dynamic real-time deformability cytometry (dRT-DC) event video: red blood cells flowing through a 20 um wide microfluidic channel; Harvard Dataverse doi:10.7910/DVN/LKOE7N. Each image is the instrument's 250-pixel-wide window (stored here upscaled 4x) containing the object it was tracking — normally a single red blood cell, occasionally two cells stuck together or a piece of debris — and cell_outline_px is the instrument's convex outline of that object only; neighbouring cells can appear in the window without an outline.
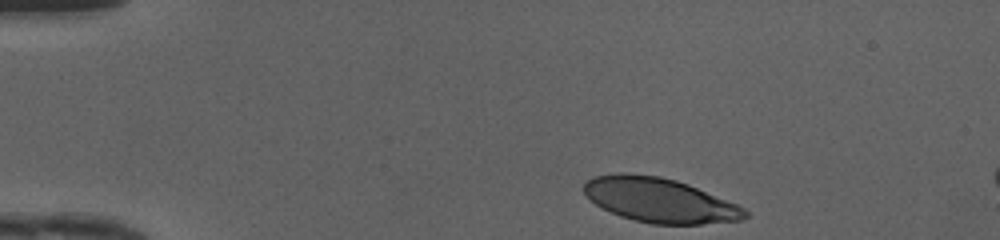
{"species": "human", "species_latin": "Homo sapiens", "temperature_condition": "cold", "stored_images_in_passage": 8, "camera_frame_rate_fps": 3000, "um_per_image_px": 0.085, "donor": {"sex": "female"}, "frame": {"image": 1, "passage_image": 1, "time_ms": 0.0, "image_size_px": [1000, 240], "cell_outline_px": [[748, 216], [740, 220], [700, 224], [652, 224], [620, 216], [596, 204], [584, 192], [584, 184], [588, 180], [596, 176], [620, 172], [628, 172], [660, 176], [676, 180], [688, 184], [736, 204], [744, 208], [748, 212]], "centroid_in_image_um": [56.07, 17.0], "position_along_channel_um": 28.9, "area_um2": 41.38}}